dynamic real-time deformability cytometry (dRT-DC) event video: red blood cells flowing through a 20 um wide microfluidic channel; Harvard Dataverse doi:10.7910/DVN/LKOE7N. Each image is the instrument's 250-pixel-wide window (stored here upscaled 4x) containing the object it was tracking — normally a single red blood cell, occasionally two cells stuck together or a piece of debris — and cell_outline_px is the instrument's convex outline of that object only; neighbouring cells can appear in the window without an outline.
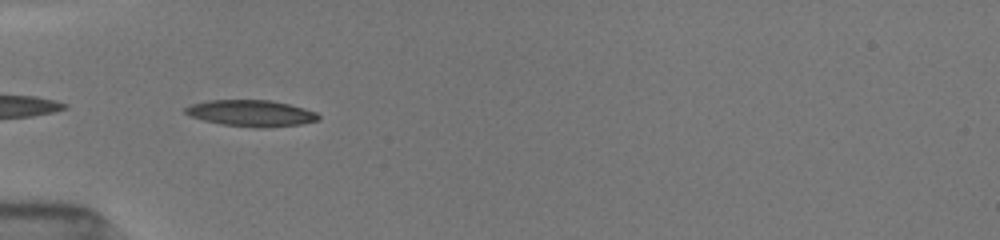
{"species": "common noctule bat (a hibernating species)", "species_latin": "Nyctalus noctula", "temperature_condition": "room temperature", "stored_images_in_passage": 8, "camera_frame_rate_fps": 3000, "um_per_image_px": 0.085, "animal": {"sex": "female", "body_mass_g": 19.5, "forearm_length_mm": 54.1}, "frame": {"image": 1, "passage_image": 2, "time_ms": 0.333, "image_size_px": [1000, 240], "cell_outline_px": [[320, 120], [300, 124], [264, 128], [256, 128], [220, 124], [204, 120], [192, 116], [184, 112], [184, 108], [192, 104], [208, 100], [272, 100], [304, 108], [316, 112], [320, 116]], "centroid_in_image_um": [21.37, 9.62], "position_along_channel_um": 63.6, "area_um2": 20.46}}